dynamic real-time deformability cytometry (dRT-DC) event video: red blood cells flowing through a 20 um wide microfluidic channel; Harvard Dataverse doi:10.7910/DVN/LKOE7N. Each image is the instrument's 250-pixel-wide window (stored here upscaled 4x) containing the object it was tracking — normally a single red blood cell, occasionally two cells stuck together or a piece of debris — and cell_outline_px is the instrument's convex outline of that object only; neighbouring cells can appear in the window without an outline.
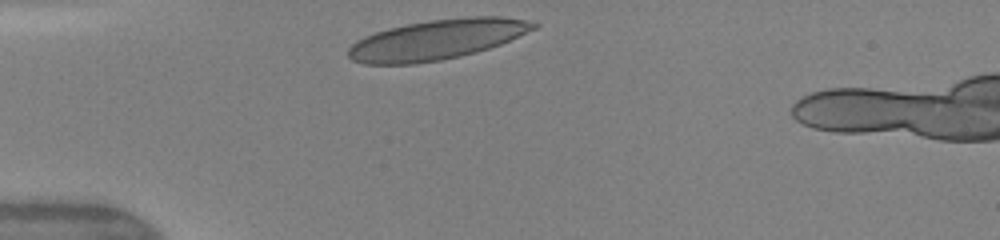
{"species": "human", "species_latin": "Homo sapiens", "temperature_condition": "warm", "stored_images_in_passage": 29, "camera_frame_rate_fps": 3000, "um_per_image_px": 0.085, "donor": {"sex": "female"}, "frame": {"image": 1, "passage_image": 1, "time_ms": 0.0, "image_size_px": [1000, 240], "cell_outline_px": [[540, 24], [536, 28], [500, 44], [476, 52], [460, 56], [440, 60], [416, 64], [364, 64], [352, 60], [348, 56], [348, 48], [356, 40], [364, 36], [388, 28], [428, 20], [472, 16], [500, 16], [528, 20]], "centroid_in_image_um": [37.12, 3.36], "position_along_channel_um": 47.9, "area_um2": 43.18}}
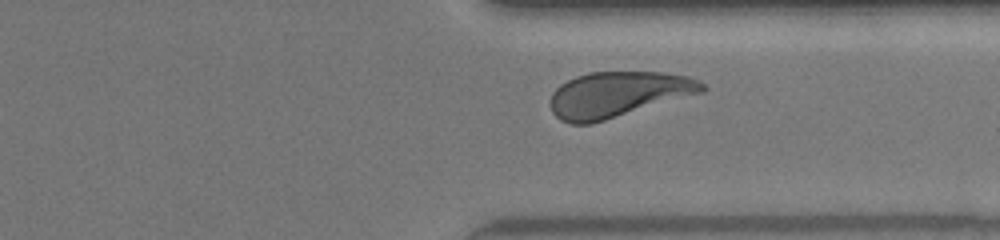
{"frame": {"image": 2, "passage_image": 25, "time_ms": 8.0, "image_size_px": [1000, 240], "cell_outline_px": [[708, 88], [704, 92], [592, 124], [568, 124], [560, 120], [552, 112], [552, 92], [560, 84], [576, 76], [588, 72], [664, 72], [688, 76], [704, 84]], "centroid_in_image_um": [52.54, 8.03], "position_along_channel_um": 358.9, "area_um2": 40.4}, "authors_computed_cell_mechanics": {"area_um2": 40.4022, "velocity_mm_per_s": 4.1521, "shape_relaxation_time_tau1_ms": 4.4125, "shape_relaxation_time_tau2_ms": 0.6257, "deformation_change_tau1": 0.1671, "deformation_change_tau2": 0.0805}}